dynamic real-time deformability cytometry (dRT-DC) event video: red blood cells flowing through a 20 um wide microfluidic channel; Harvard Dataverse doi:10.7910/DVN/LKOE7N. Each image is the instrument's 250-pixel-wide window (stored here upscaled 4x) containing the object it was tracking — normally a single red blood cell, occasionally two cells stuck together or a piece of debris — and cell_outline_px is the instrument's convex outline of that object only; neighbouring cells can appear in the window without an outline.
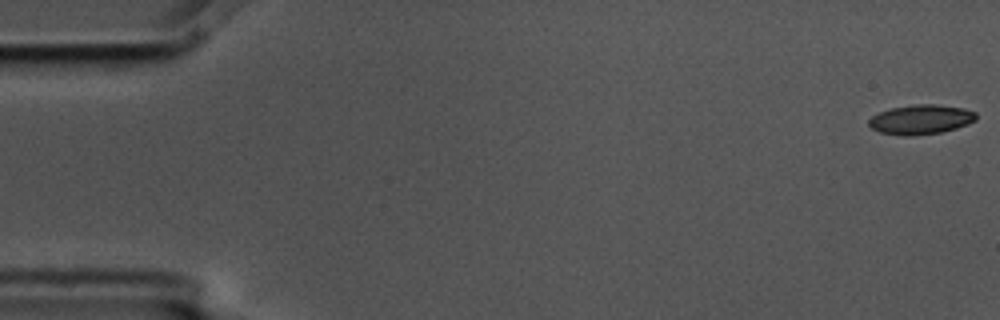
{"species": "common noctule bat (a hibernating species)", "species_latin": "Nyctalus noctula", "temperature_condition": "cold", "stored_images_in_passage": 5, "camera_frame_rate_fps": 3000, "um_per_image_px": 0.085, "animal": {"sex": "male", "body_mass_g": 17.5, "forearm_length_mm": 52.3}, "frame": {"image": 1, "passage_image": 1, "time_ms": 0.0, "image_size_px": [1000, 320], "cell_outline_px": [[976, 120], [968, 124], [956, 128], [940, 132], [908, 136], [904, 136], [880, 132], [872, 128], [868, 124], [868, 120], [872, 116], [880, 112], [892, 108], [916, 104], [936, 104], [964, 108], [976, 112]], "centroid_in_image_um": [78.28, 10.15], "position_along_channel_um": 6.7, "area_um2": 18.38}}
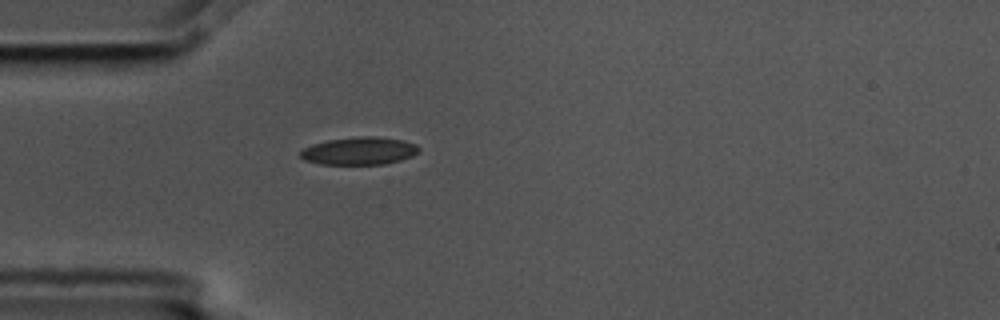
{"frame": {"image": 2, "passage_image": 5, "time_ms": 1.333, "image_size_px": [1000, 320], "cell_outline_px": [[420, 152], [412, 156], [400, 160], [384, 164], [320, 164], [304, 160], [300, 156], [300, 152], [304, 148], [312, 144], [328, 140], [356, 136], [376, 136], [404, 140], [416, 144], [420, 148]], "centroid_in_image_um": [30.56, 12.82], "position_along_channel_um": 54.4, "area_um2": 19.25}}